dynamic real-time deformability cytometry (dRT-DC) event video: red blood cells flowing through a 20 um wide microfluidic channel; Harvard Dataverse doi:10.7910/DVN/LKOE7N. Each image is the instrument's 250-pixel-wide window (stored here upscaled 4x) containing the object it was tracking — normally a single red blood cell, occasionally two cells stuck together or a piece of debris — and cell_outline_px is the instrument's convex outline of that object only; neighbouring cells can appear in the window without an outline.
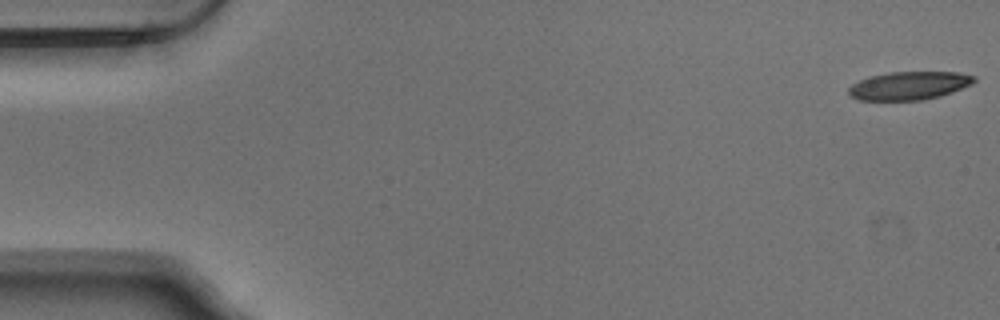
{"species": "Egyptian fruit bat (a non-hibernating species)", "species_latin": "Rousettus aegyptiacus", "temperature_condition": "warm", "stored_images_in_passage": 55, "camera_frame_rate_fps": 3000, "um_per_image_px": 0.085, "animal": {"sex": "male"}, "frame": {"image": 1, "passage_image": 1, "time_ms": 0.0, "image_size_px": [1000, 320], "cell_outline_px": [[976, 80], [972, 84], [952, 92], [940, 96], [920, 100], [860, 100], [852, 96], [848, 92], [848, 88], [852, 84], [860, 80], [872, 76], [888, 72], [960, 72], [976, 76]], "centroid_in_image_um": [77.31, 7.27], "position_along_channel_um": 7.7, "area_um2": 20.58}}
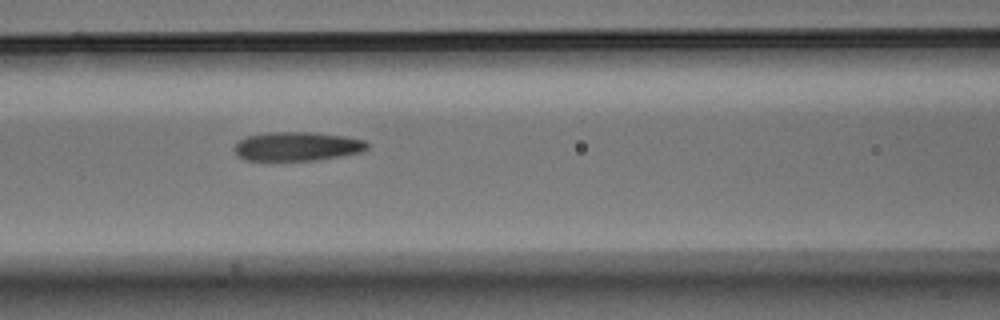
{"frame": {"image": 2, "passage_image": 23, "time_ms": 7.333, "image_size_px": [1000, 320], "cell_outline_px": [[368, 148], [364, 152], [316, 160], [244, 160], [236, 156], [232, 148], [240, 140], [248, 136], [264, 132], [312, 132], [344, 136], [364, 140], [368, 144]], "centroid_in_image_um": [25.23, 12.44], "position_along_channel_um": 141.4, "area_um2": 22.6}}
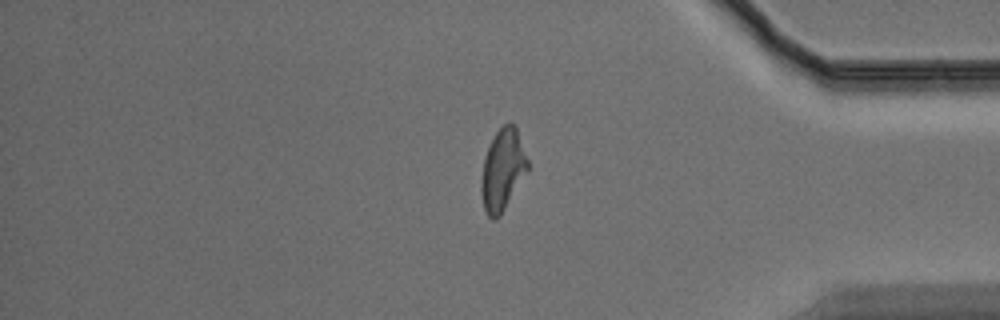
{"frame": {"image": 3, "passage_image": 45, "time_ms": 14.667, "image_size_px": [1000, 320], "cell_outline_px": [[528, 172], [500, 216], [496, 220], [492, 220], [488, 216], [484, 208], [480, 192], [480, 180], [484, 160], [488, 148], [496, 132], [508, 120], [516, 128], [528, 160]], "centroid_in_image_um": [42.72, 14.47], "position_along_channel_um": 392.5, "area_um2": 22.08}, "authors_computed_cell_mechanics": {"area_um2": 22.1374, "velocity_mm_per_s": 3.7452, "shape_relaxation_time_tau1_ms": 9.13, "shape_relaxation_time_tau2_ms": 2.1593, "deformation_change_tau1": 0.2544, "deformation_change_tau2": 0.1208}}